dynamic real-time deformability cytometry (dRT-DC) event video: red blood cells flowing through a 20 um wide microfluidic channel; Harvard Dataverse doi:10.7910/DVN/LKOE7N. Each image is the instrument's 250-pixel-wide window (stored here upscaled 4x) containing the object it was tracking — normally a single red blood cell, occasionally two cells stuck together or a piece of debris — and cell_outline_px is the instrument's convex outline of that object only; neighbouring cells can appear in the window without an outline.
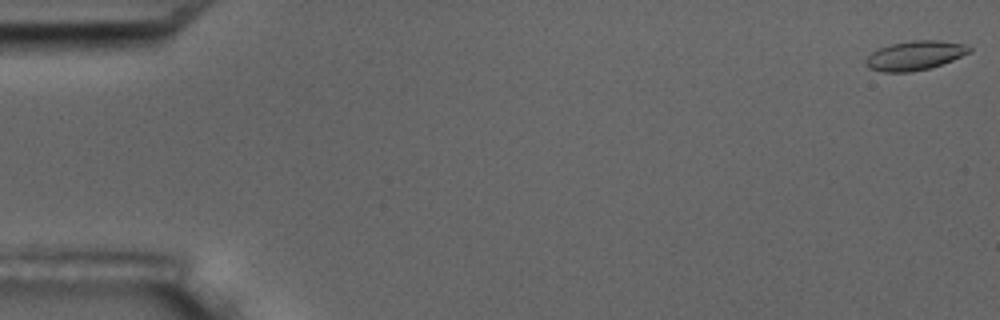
{"species": "common noctule bat (a hibernating species)", "species_latin": "Nyctalus noctula", "temperature_condition": "room temperature", "stored_images_in_passage": 6, "camera_frame_rate_fps": 3000, "um_per_image_px": 0.085, "animal": {"sex": "male", "body_mass_g": 17.5, "forearm_length_mm": 52.3}, "frame": {"image": 1, "passage_image": 1, "time_ms": 0.0, "image_size_px": [1000, 320], "cell_outline_px": [[972, 52], [952, 60], [928, 68], [912, 72], [884, 72], [868, 68], [864, 64], [864, 60], [872, 52], [880, 48], [892, 44], [912, 40], [940, 40], [968, 44], [972, 48]], "centroid_in_image_um": [77.79, 4.71], "position_along_channel_um": 7.2, "area_um2": 17.74}}